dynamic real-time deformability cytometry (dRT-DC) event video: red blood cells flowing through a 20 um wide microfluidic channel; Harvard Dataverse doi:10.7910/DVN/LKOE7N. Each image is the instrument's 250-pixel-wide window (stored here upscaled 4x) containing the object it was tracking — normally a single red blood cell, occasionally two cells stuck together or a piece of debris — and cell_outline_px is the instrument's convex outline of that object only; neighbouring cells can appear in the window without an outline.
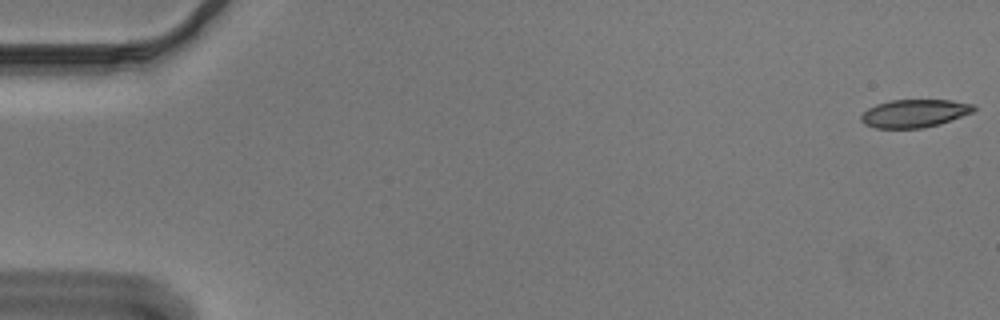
{"species": "Egyptian fruit bat (a non-hibernating species)", "species_latin": "Rousettus aegyptiacus", "temperature_condition": "cold", "stored_images_in_passage": 14, "camera_frame_rate_fps": 3000, "um_per_image_px": 0.085, "animal": {"sex": "male"}, "frame": {"image": 1, "passage_image": 1, "time_ms": 0.0, "image_size_px": [1000, 320], "cell_outline_px": [[976, 108], [972, 112], [940, 124], [924, 128], [876, 128], [864, 124], [860, 120], [860, 116], [868, 108], [876, 104], [892, 100], [952, 100], [972, 104]], "centroid_in_image_um": [77.7, 9.64], "position_along_channel_um": 7.3, "area_um2": 18.32}}
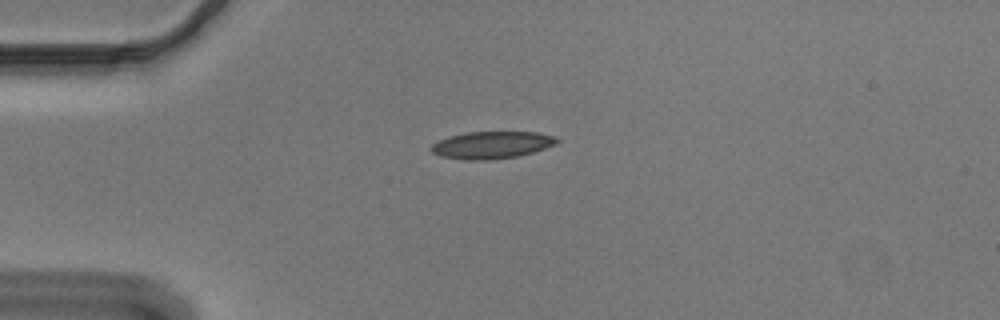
{"frame": {"image": 2, "passage_image": 14, "time_ms": 4.333, "image_size_px": [1000, 320], "cell_outline_px": [[560, 140], [556, 144], [532, 152], [516, 156], [488, 160], [468, 160], [440, 156], [432, 152], [428, 148], [432, 144], [448, 136], [464, 132], [536, 132], [556, 136]], "centroid_in_image_um": [41.77, 12.31], "position_along_channel_um": 43.2, "area_um2": 19.94}}